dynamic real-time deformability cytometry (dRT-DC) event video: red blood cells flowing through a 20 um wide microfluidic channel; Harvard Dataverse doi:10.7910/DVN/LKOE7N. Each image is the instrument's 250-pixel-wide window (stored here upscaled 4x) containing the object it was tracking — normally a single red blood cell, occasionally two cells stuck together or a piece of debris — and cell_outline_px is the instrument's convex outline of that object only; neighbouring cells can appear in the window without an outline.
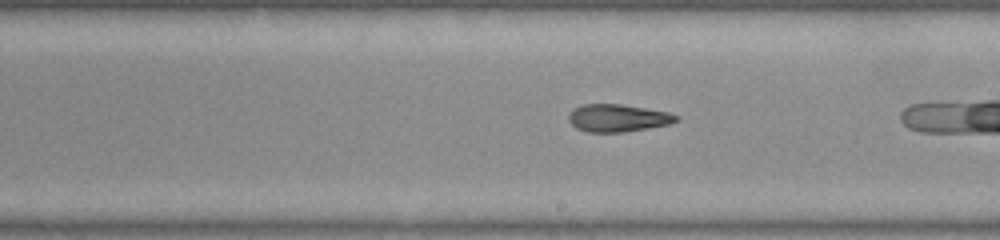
{"species": "common noctule bat (a hibernating species)", "species_latin": "Nyctalus noctula", "temperature_condition": "warm", "stored_images_in_passage": 26, "camera_frame_rate_fps": 3000, "um_per_image_px": 0.085, "animal": {"sex": "female", "body_mass_g": 22.0, "forearm_length_mm": 56.7}, "frame": {"image": 1, "passage_image": 19, "time_ms": 6.0, "image_size_px": [1000, 240], "cell_outline_px": [[680, 120], [668, 124], [648, 128], [624, 132], [588, 132], [576, 128], [568, 120], [568, 116], [572, 108], [584, 104], [620, 104], [668, 112], [680, 116]], "centroid_in_image_um": [52.5, 10.03], "position_along_channel_um": 236.5, "area_um2": 17.28}}